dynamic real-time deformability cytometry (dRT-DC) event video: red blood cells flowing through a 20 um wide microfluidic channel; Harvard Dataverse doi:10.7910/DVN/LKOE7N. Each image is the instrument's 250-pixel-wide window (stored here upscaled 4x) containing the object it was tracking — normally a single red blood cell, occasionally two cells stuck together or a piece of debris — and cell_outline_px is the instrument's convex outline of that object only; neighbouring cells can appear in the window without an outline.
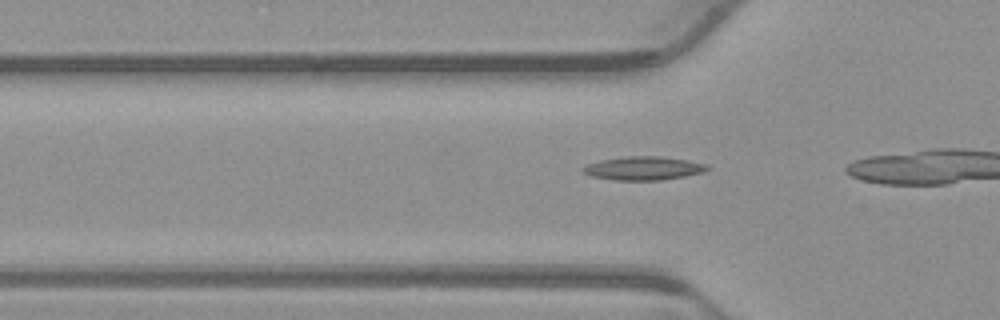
{"species": "common noctule bat (a hibernating species)", "species_latin": "Nyctalus noctula", "temperature_condition": "warm", "stored_images_in_passage": 5, "camera_frame_rate_fps": 3000, "um_per_image_px": 0.085, "animal": {"sex": "male", "body_mass_g": 23.1, "forearm_length_mm": 52.7}, "frame": {"image": 1, "passage_image": 2, "time_ms": 0.333, "image_size_px": [1000, 320], "cell_outline_px": [[712, 168], [704, 172], [684, 176], [660, 180], [616, 180], [592, 176], [584, 172], [580, 168], [588, 164], [600, 160], [624, 156], [660, 156], [688, 160], [708, 164]], "centroid_in_image_um": [54.73, 14.29], "position_along_channel_um": 71.1, "area_um2": 17.11}}